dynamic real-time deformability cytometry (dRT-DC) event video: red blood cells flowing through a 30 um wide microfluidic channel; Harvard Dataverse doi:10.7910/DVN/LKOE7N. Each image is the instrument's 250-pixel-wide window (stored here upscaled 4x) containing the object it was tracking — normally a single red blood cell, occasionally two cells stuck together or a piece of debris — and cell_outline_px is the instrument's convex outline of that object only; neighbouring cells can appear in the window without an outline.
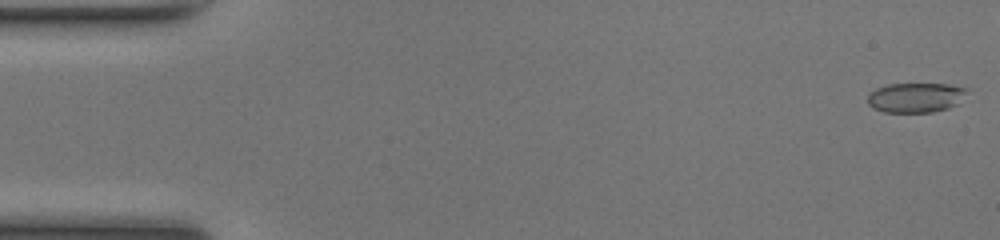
{"species": "common noctule bat (a hibernating species)", "species_latin": "Nyctalus noctula", "temperature_condition": "room temperature", "stored_images_in_passage": 50, "camera_frame_rate_fps": 3000, "um_per_image_px": 0.085, "animal": {"sex": "female", "body_mass_g": 17.0, "forearm_length_mm": 48.0}, "frame": {"image": 1, "passage_image": 1, "time_ms": 0.0, "image_size_px": [1000, 240], "cell_outline_px": [[968, 88], [956, 104], [948, 108], [932, 112], [884, 112], [872, 108], [868, 104], [868, 96], [876, 88], [888, 84], [952, 84]], "centroid_in_image_um": [77.8, 8.29], "position_along_channel_um": 7.2, "area_um2": 17.05}}
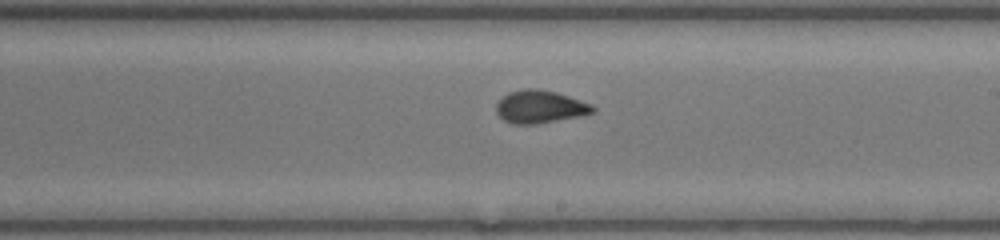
{"frame": {"image": 2, "passage_image": 29, "time_ms": 9.333, "image_size_px": [1000, 240], "cell_outline_px": [[596, 112], [580, 116], [536, 124], [512, 124], [504, 120], [496, 112], [496, 104], [508, 92], [524, 88], [536, 88], [556, 92], [592, 104], [596, 108]], "centroid_in_image_um": [45.91, 9.07], "position_along_channel_um": 243.1, "area_um2": 18.5}}
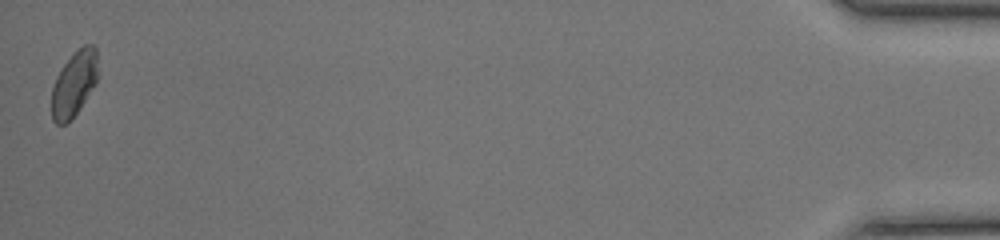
{"frame": {"image": 3, "passage_image": 50, "time_ms": 16.333, "image_size_px": [1000, 240], "cell_outline_px": [[96, 84], [80, 108], [64, 124], [56, 124], [52, 120], [52, 88], [56, 76], [64, 64], [84, 44], [92, 44], [96, 48]], "centroid_in_image_um": [6.28, 7.13], "position_along_channel_um": 428.9, "area_um2": 17.11}}